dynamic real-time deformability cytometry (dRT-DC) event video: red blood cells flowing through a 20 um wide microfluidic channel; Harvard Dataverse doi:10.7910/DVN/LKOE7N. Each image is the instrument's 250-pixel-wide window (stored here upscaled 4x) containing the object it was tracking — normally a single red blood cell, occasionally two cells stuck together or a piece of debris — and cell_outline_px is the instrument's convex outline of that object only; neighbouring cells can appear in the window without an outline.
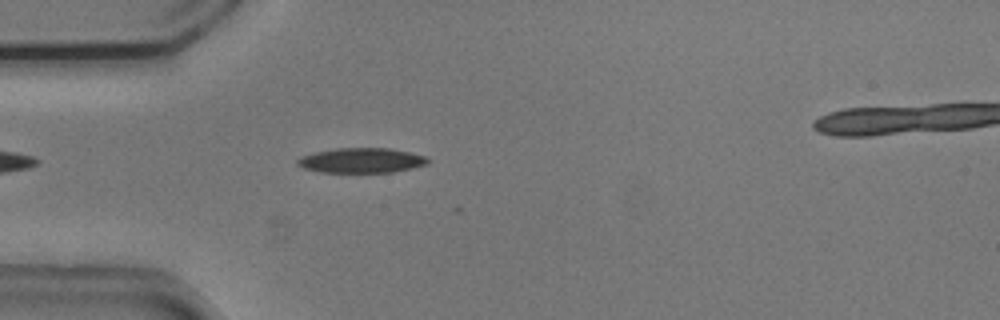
{"species": "common noctule bat (a hibernating species)", "species_latin": "Nyctalus noctula", "temperature_condition": "cold", "stored_images_in_passage": 8, "camera_frame_rate_fps": 3000, "um_per_image_px": 0.085, "animal": {"sex": "male", "body_mass_g": 20.5, "forearm_length_mm": 52.5}, "frame": {"image": 1, "passage_image": 4, "time_ms": 1.0, "image_size_px": [1000, 320], "cell_outline_px": [[428, 164], [392, 172], [320, 172], [304, 168], [296, 164], [296, 160], [300, 156], [312, 152], [336, 148], [388, 148], [408, 152], [424, 156], [428, 160]], "centroid_in_image_um": [30.64, 13.63], "position_along_channel_um": 54.4, "area_um2": 18.84}}